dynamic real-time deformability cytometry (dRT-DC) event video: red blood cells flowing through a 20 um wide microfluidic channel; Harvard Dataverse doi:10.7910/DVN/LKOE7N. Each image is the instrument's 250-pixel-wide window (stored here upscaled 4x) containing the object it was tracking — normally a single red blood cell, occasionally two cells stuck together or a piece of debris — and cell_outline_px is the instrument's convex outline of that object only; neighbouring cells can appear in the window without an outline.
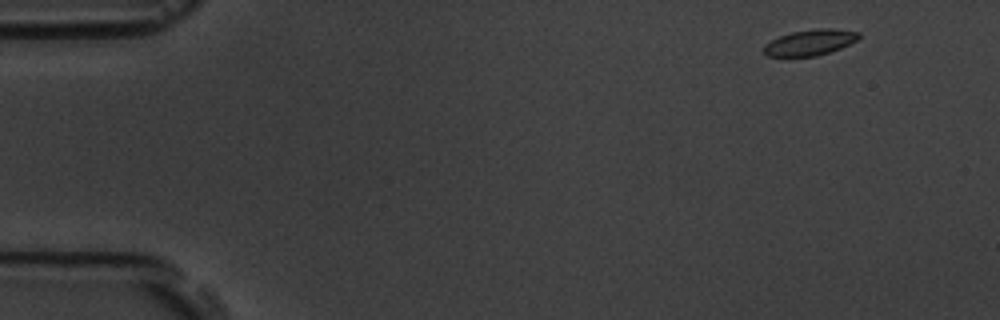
{"species": "common noctule bat (a hibernating species)", "species_latin": "Nyctalus noctula", "temperature_condition": "room temperature", "stored_images_in_passage": 4, "camera_frame_rate_fps": 3000, "um_per_image_px": 0.085, "animal": {"sex": "male", "body_mass_g": 19.5, "forearm_length_mm": 54.6}, "frame": {"image": 1, "passage_image": 1, "time_ms": 0.0, "image_size_px": [1000, 320], "cell_outline_px": [[860, 36], [856, 40], [840, 48], [816, 56], [768, 56], [764, 52], [764, 44], [780, 36], [792, 32], [816, 28], [832, 28], [860, 32]], "centroid_in_image_um": [68.86, 3.59], "position_along_channel_um": 16.1, "area_um2": 14.1}}
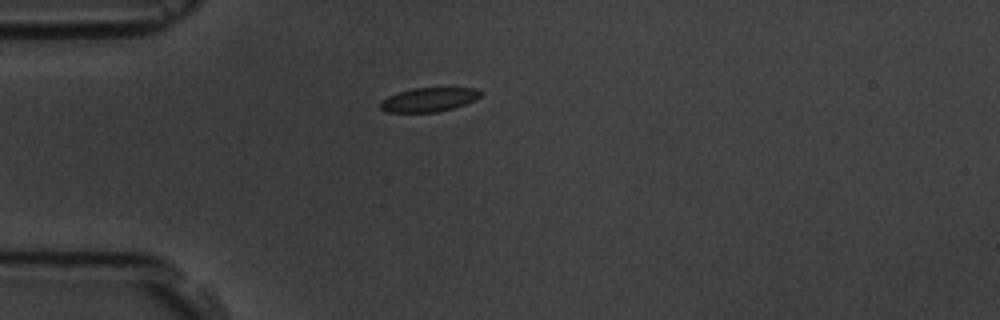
{"frame": {"image": 2, "passage_image": 4, "time_ms": 1.0, "image_size_px": [1000, 320], "cell_outline_px": [[484, 92], [476, 100], [452, 108], [436, 112], [388, 112], [380, 108], [380, 100], [388, 96], [412, 88], [480, 88]], "centroid_in_image_um": [36.48, 8.46], "position_along_channel_um": 48.5, "area_um2": 14.05}}